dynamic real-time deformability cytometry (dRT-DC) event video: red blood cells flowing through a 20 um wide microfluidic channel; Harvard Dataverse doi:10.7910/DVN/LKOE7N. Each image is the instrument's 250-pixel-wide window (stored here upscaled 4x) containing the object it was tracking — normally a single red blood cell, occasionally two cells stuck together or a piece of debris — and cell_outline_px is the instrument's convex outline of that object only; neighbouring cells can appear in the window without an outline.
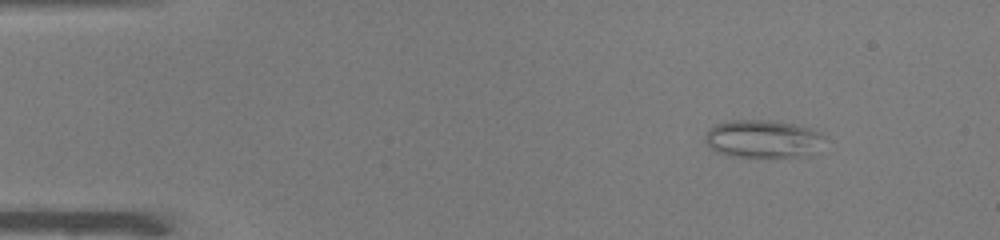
{"species": "common noctule bat (a hibernating species)", "species_latin": "Nyctalus noctula", "temperature_condition": "warm", "stored_images_in_passage": 48, "camera_frame_rate_fps": 3000, "um_per_image_px": 0.085, "animal": {"sex": "male", "body_mass_g": 19.0, "forearm_length_mm": 50.8}, "frame": {"image": 1, "passage_image": 4, "time_ms": 1.0, "image_size_px": [1000, 240], "cell_outline_px": [[824, 136], [816, 152], [812, 156], [732, 156], [716, 152], [708, 148], [704, 140], [708, 128], [716, 124], [732, 120], [772, 120], [796, 124], [820, 132]], "centroid_in_image_um": [64.82, 11.8], "position_along_channel_um": 20.2, "area_um2": 26.41}}
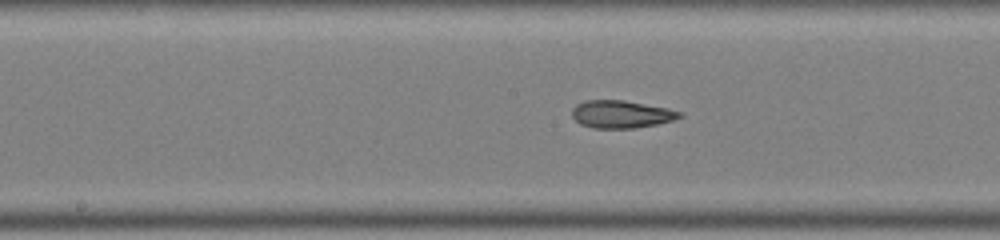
{"frame": {"image": 2, "passage_image": 24, "time_ms": 7.667, "image_size_px": [1000, 240], "cell_outline_px": [[684, 116], [672, 120], [656, 124], [632, 128], [592, 128], [580, 124], [572, 116], [572, 108], [576, 104], [584, 100], [624, 100], [668, 108], [680, 112]], "centroid_in_image_um": [52.77, 9.7], "position_along_channel_um": 195.4, "area_um2": 17.28}}
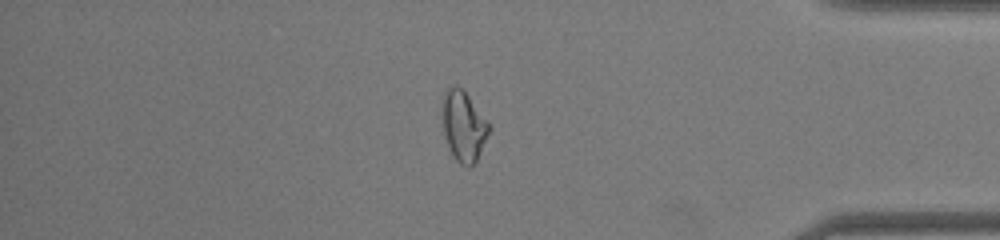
{"frame": {"image": 3, "passage_image": 41, "time_ms": 13.333, "image_size_px": [1000, 240], "cell_outline_px": [[492, 128], [476, 160], [468, 168], [460, 164], [452, 156], [448, 148], [440, 116], [440, 104], [444, 92], [452, 84], [456, 84], [468, 96], [492, 124]], "centroid_in_image_um": [39.38, 10.69], "position_along_channel_um": 395.8, "area_um2": 19.77}, "authors_computed_cell_mechanics": {"area_um2": 19.1896, "velocity_mm_per_s": 4.0084, "shape_relaxation_time_tau1_ms": null, "shape_relaxation_time_tau2_ms": 2.3764, "deformation_change_tau1": null, "deformation_change_tau2": 0.0977}}